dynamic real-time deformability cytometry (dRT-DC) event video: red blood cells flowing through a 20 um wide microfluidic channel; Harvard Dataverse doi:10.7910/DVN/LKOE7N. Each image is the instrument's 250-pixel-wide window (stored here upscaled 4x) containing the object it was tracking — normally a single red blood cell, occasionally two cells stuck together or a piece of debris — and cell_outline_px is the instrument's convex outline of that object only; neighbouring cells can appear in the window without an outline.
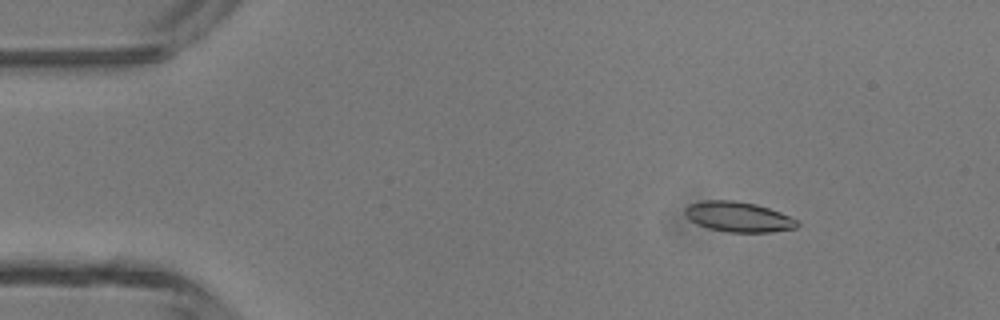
{"species": "common noctule bat (a hibernating species)", "species_latin": "Nyctalus noctula", "temperature_condition": "room temperature", "stored_images_in_passage": 47, "camera_frame_rate_fps": 3000, "um_per_image_px": 0.085, "animal": {"sex": "male", "body_mass_g": 13.3}, "frame": {"image": 1, "passage_image": 7, "time_ms": 2.0, "image_size_px": [1000, 320], "cell_outline_px": [[800, 224], [796, 228], [768, 232], [728, 232], [708, 228], [696, 224], [684, 216], [684, 208], [688, 204], [704, 200], [732, 200], [756, 204], [780, 212], [796, 220]], "centroid_in_image_um": [62.7, 18.43], "position_along_channel_um": 22.3, "area_um2": 19.77}}
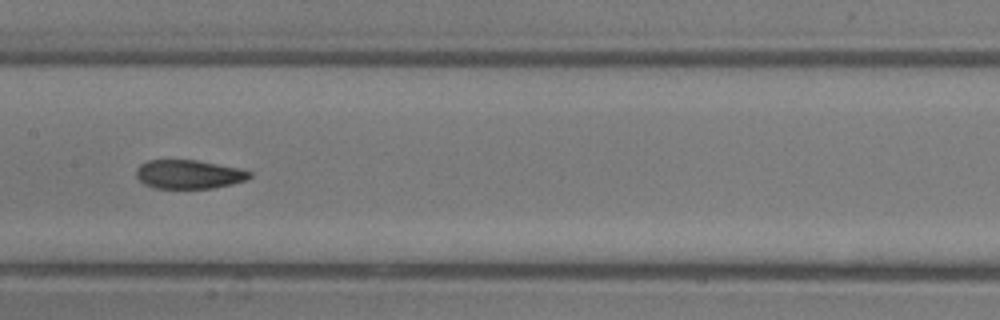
{"frame": {"image": 2, "passage_image": 24, "time_ms": 7.667, "image_size_px": [1000, 320], "cell_outline_px": [[252, 176], [248, 180], [232, 184], [212, 188], [156, 188], [144, 184], [136, 176], [136, 168], [140, 164], [148, 160], [196, 160], [240, 168], [252, 172]], "centroid_in_image_um": [16.07, 14.81], "position_along_channel_um": 191.3, "area_um2": 19.13}}
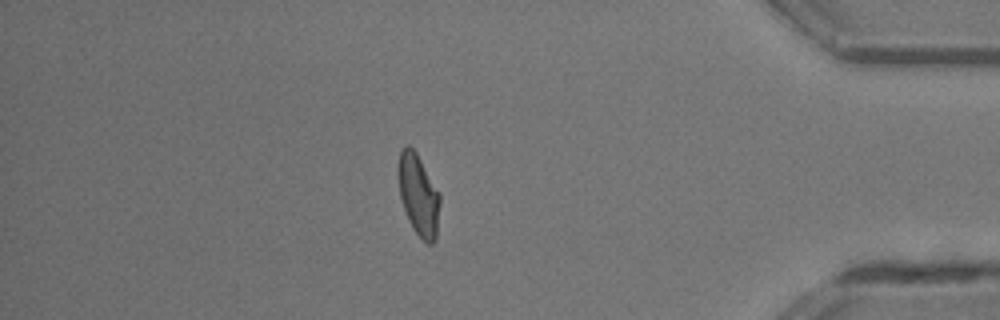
{"frame": {"image": 3, "passage_image": 41, "time_ms": 13.333, "image_size_px": [1000, 320], "cell_outline_px": [[440, 204], [436, 240], [432, 244], [428, 244], [412, 228], [408, 220], [400, 196], [396, 172], [400, 152], [404, 144], [408, 144], [416, 152], [440, 192]], "centroid_in_image_um": [35.56, 16.54], "position_along_channel_um": 399.6, "area_um2": 20.06}, "authors_computed_cell_mechanics": {"area_um2": 19.7676, "velocity_mm_per_s": 4.3859, "shape_relaxation_time_tau1_ms": 6.1727, "shape_relaxation_time_tau2_ms": 2.3761, "deformation_change_tau1": 0.2111, "deformation_change_tau2": 0.0918}}